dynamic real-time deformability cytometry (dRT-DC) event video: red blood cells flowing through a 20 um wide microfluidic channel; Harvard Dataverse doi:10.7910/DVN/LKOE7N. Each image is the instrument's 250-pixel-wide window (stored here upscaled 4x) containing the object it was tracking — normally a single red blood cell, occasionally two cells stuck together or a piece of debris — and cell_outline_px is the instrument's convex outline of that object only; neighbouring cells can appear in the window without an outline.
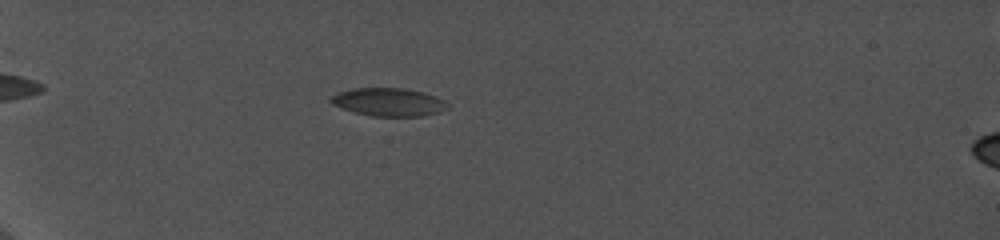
{"species": "common noctule bat (a hibernating species)", "species_latin": "Nyctalus noctula", "temperature_condition": "cold", "stored_images_in_passage": 10, "camera_frame_rate_fps": 5000, "um_per_image_px": 0.085, "animal": {"sex": "female", "body_mass_g": 19.0, "forearm_length_mm": 56.7}, "frame": {"image": 1, "passage_image": 6, "time_ms": 1.0, "image_size_px": [1000, 240], "cell_outline_px": [[452, 104], [448, 108], [440, 112], [424, 116], [372, 116], [340, 108], [332, 104], [328, 100], [328, 96], [336, 92], [352, 88], [404, 88], [436, 96]], "centroid_in_image_um": [33.01, 8.67], "position_along_channel_um": 52.0, "area_um2": 19.42}}